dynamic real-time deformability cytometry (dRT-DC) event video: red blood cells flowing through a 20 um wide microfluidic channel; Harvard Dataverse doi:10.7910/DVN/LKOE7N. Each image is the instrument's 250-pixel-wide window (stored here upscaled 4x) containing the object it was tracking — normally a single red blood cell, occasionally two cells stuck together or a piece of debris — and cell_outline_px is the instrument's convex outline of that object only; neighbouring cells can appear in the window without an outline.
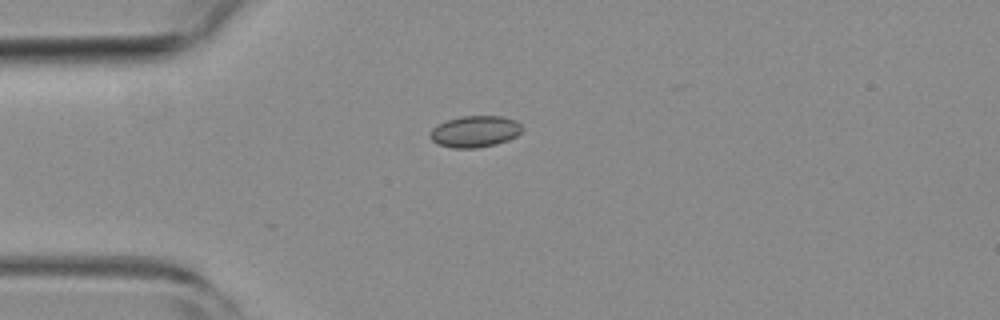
{"species": "common noctule bat (a hibernating species)", "species_latin": "Nyctalus noctula", "temperature_condition": "room temperature", "stored_images_in_passage": 6, "camera_frame_rate_fps": 3000, "um_per_image_px": 0.085, "animal": {"sex": "female", "body_mass_g": 19.3, "forearm_length_mm": 54.1}, "frame": {"image": 1, "passage_image": 1, "time_ms": 0.0, "image_size_px": [1000, 320], "cell_outline_px": [[524, 128], [516, 136], [508, 140], [496, 144], [476, 148], [452, 148], [436, 144], [432, 140], [432, 128], [448, 120], [460, 116], [500, 116], [516, 120]], "centroid_in_image_um": [40.4, 11.18], "position_along_channel_um": 44.6, "area_um2": 16.76}}
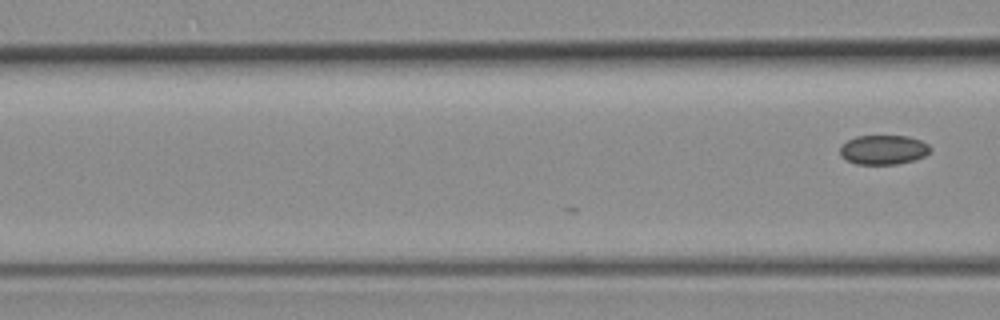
{"frame": {"image": 2, "passage_image": 6, "time_ms": 1.667, "image_size_px": [1000, 320], "cell_outline_px": [[932, 148], [924, 156], [916, 160], [896, 164], [856, 164], [840, 156], [840, 148], [848, 140], [856, 136], [908, 136], [920, 140], [928, 144]], "centroid_in_image_um": [75.11, 12.73], "position_along_channel_um": 91.5, "area_um2": 15.43}}